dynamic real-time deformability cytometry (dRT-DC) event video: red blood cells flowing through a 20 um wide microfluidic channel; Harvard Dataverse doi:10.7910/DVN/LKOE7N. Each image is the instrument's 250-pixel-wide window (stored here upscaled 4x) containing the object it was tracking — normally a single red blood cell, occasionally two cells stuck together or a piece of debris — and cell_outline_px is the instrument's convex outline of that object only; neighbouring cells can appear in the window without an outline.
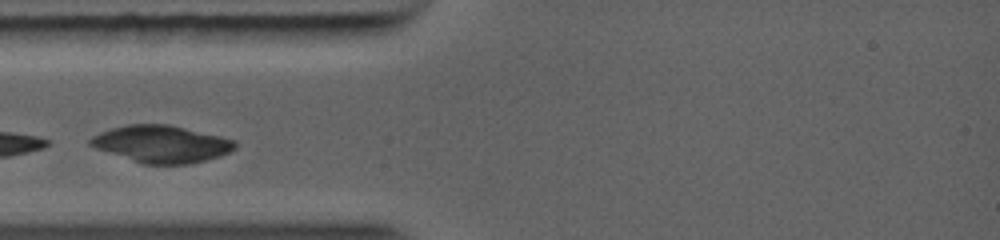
{"species": "common noctule bat (a hibernating species)", "species_latin": "Nyctalus noctula", "temperature_condition": "warm", "stored_images_in_passage": 4, "camera_frame_rate_fps": 5000, "um_per_image_px": 0.085, "animal": {"sex": "female", "body_mass_g": 19.0, "forearm_length_mm": 56.7}, "frame": {"image": 1, "passage_image": 3, "time_ms": 0.6, "image_size_px": [1000, 240], "cell_outline_px": [[236, 144], [228, 152], [204, 160], [188, 164], [144, 164], [100, 148], [92, 144], [92, 140], [96, 136], [112, 128], [128, 124], [164, 124], [232, 140]], "centroid_in_image_um": [13.74, 12.24], "position_along_channel_um": 71.3, "area_um2": 29.48}}